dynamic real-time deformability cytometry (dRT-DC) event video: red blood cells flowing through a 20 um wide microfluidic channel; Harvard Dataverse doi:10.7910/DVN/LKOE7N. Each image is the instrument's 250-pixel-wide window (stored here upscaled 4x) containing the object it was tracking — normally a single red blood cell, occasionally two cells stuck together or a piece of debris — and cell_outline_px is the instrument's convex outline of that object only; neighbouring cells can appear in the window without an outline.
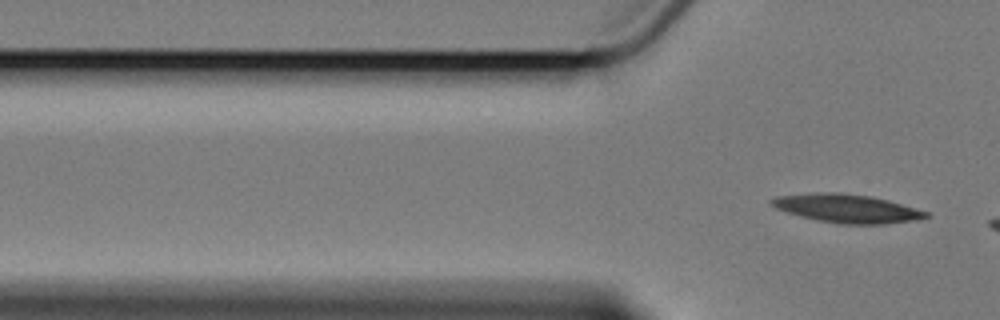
{"species": "Egyptian fruit bat (a non-hibernating species)", "species_latin": "Rousettus aegyptiacus", "temperature_condition": "cold", "stored_images_in_passage": 3, "camera_frame_rate_fps": 3000, "um_per_image_px": 0.085, "animal": {"sex": "female"}, "frame": {"image": 1, "passage_image": 3, "time_ms": 2.333, "image_size_px": [1000, 320], "cell_outline_px": [[932, 216], [912, 220], [884, 224], [840, 224], [816, 220], [800, 216], [776, 208], [768, 204], [768, 200], [776, 196], [824, 192], [836, 192], [872, 196], [888, 200], [916, 208], [928, 212]], "centroid_in_image_um": [71.97, 17.71], "position_along_channel_um": 53.8, "area_um2": 25.61}}